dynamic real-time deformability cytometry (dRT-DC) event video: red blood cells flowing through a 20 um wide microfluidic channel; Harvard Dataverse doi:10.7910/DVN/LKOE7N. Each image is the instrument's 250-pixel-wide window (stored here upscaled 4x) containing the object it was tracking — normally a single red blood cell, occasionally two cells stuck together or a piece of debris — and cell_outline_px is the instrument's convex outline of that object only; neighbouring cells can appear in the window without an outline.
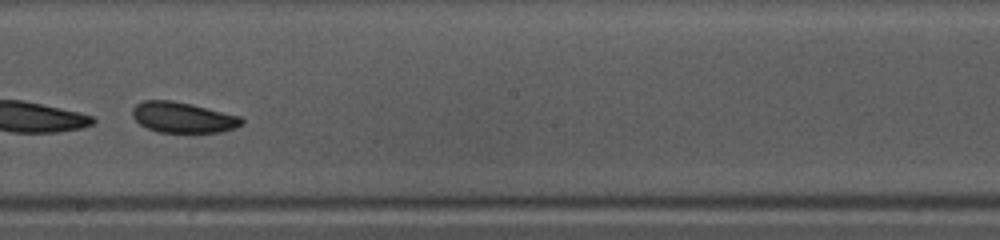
{"species": "common noctule bat (a hibernating species)", "species_latin": "Nyctalus noctula", "temperature_condition": "warm", "stored_images_in_passage": 36, "camera_frame_rate_fps": 3000, "um_per_image_px": 0.085, "animal": {"sex": "female", "body_mass_g": 10.0, "forearm_length_mm": 53.1}, "frame": {"image": 1, "passage_image": 16, "time_ms": 5.0, "image_size_px": [1000, 240], "cell_outline_px": [[244, 124], [236, 128], [224, 132], [156, 132], [140, 124], [132, 116], [132, 108], [136, 104], [144, 100], [172, 100], [192, 104], [240, 116], [244, 120]], "centroid_in_image_um": [15.57, 9.98], "position_along_channel_um": 232.6, "area_um2": 19.65}, "authors_computed_cell_mechanics": {"area_um2": 20.2878, "velocity_mm_per_s": 3.9657, "shape_relaxation_time_tau1_ms": 0.7921, "shape_relaxation_time_tau2_ms": 2.4658, "deformation_change_tau1": 0.2141, "deformation_change_tau2": 0.0853}}